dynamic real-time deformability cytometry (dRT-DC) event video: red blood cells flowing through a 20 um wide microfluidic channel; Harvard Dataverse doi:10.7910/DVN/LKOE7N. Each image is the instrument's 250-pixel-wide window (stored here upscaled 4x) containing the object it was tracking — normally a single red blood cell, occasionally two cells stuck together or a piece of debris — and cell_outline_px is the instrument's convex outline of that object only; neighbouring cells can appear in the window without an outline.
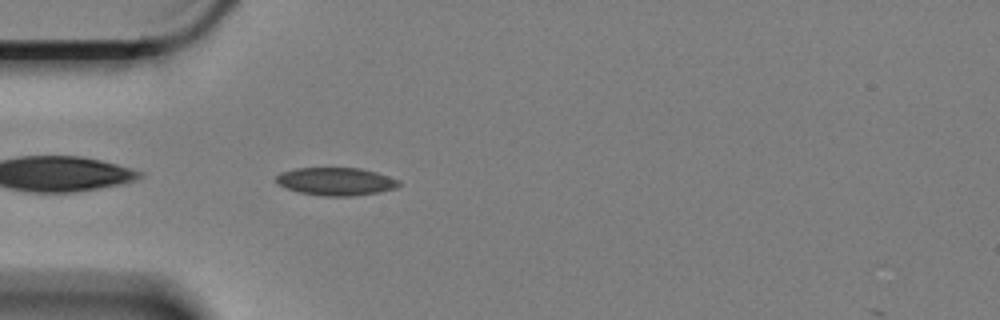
{"species": "Egyptian fruit bat (a non-hibernating species)", "species_latin": "Rousettus aegyptiacus", "temperature_condition": "cold", "stored_images_in_passage": 44, "camera_frame_rate_fps": 3000, "um_per_image_px": 0.085, "animal": {"sex": "female"}, "frame": {"image": 1, "passage_image": 2, "time_ms": 0.333, "image_size_px": [1000, 320], "cell_outline_px": [[400, 184], [396, 188], [376, 192], [348, 196], [324, 196], [300, 192], [288, 188], [280, 184], [276, 180], [276, 176], [280, 172], [296, 168], [360, 168], [376, 172], [400, 180]], "centroid_in_image_um": [28.56, 15.41], "position_along_channel_um": 56.4, "area_um2": 19.65}}
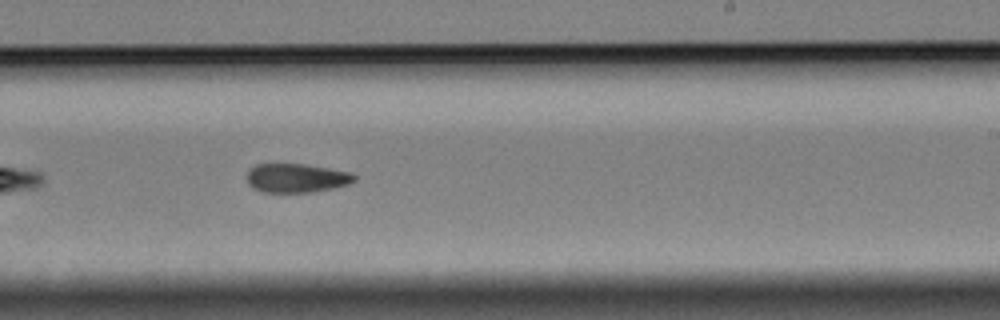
{"frame": {"image": 2, "passage_image": 21, "time_ms": 6.667, "image_size_px": [1000, 320], "cell_outline_px": [[356, 180], [348, 184], [332, 188], [312, 192], [264, 192], [248, 184], [248, 168], [256, 164], [304, 164], [352, 172], [356, 176]], "centroid_in_image_um": [25.21, 15.12], "position_along_channel_um": 263.8, "area_um2": 18.03}}
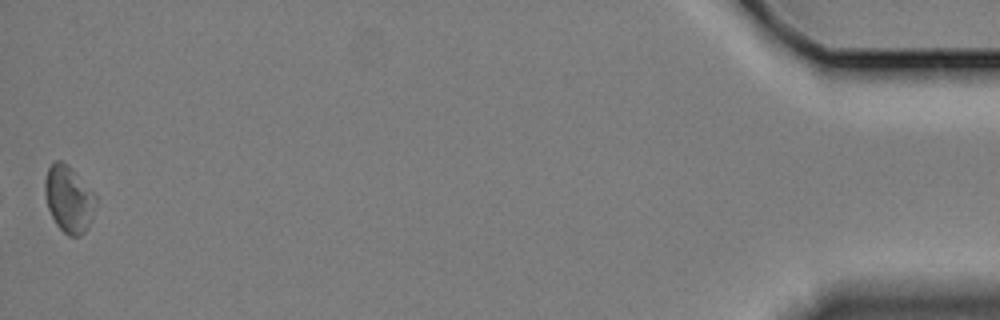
{"frame": {"image": 3, "passage_image": 44, "time_ms": 14.333, "image_size_px": [1000, 320], "cell_outline_px": [[96, 204], [88, 228], [80, 236], [68, 236], [56, 224], [48, 208], [44, 192], [44, 180], [48, 168], [56, 160], [60, 160], [68, 164], [72, 168], [96, 196]], "centroid_in_image_um": [5.84, 16.91], "position_along_channel_um": 429.4, "area_um2": 19.71}, "authors_computed_cell_mechanics": {"area_um2": 18.9873, "velocity_mm_per_s": 3.3397, "shape_relaxation_time_tau1_ms": null, "shape_relaxation_time_tau2_ms": 7.4089, "deformation_change_tau1": null, "deformation_change_tau2": 0.1103}}